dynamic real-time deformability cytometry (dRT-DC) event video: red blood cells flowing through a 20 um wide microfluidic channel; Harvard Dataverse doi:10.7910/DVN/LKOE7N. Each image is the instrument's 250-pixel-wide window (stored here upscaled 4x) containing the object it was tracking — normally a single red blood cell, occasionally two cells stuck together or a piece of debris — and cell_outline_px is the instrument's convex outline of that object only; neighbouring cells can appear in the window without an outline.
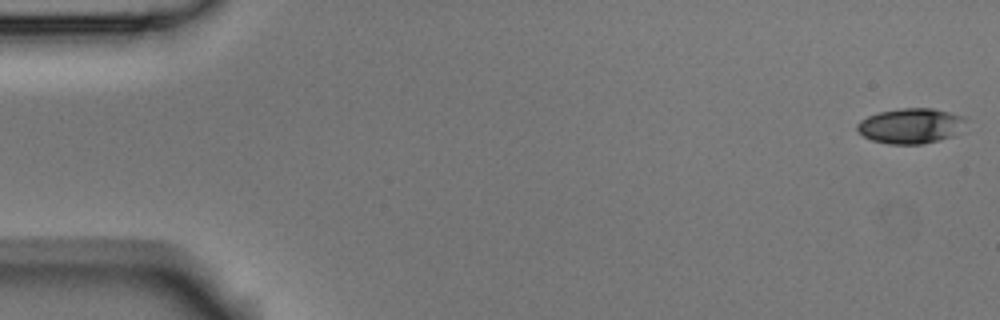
{"species": "Egyptian fruit bat (a non-hibernating species)", "species_latin": "Rousettus aegyptiacus", "temperature_condition": "room temperature", "stored_images_in_passage": 4, "camera_frame_rate_fps": 3000, "um_per_image_px": 0.085, "animal": {"sex": "male"}, "frame": {"image": 1, "passage_image": 1, "time_ms": 0.0, "image_size_px": [1000, 320], "cell_outline_px": [[964, 120], [952, 136], [940, 140], [924, 144], [888, 144], [872, 140], [864, 136], [856, 128], [856, 124], [860, 120], [868, 116], [880, 112], [900, 108], [932, 108], [964, 116]], "centroid_in_image_um": [77.34, 10.7], "position_along_channel_um": 7.7, "area_um2": 21.96}}
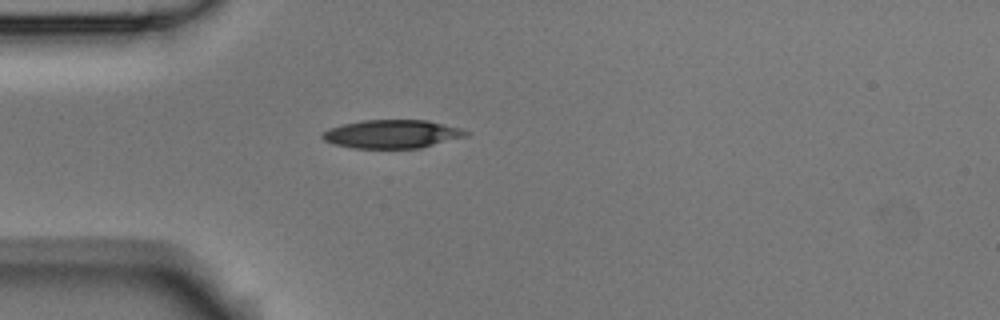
{"frame": {"image": 2, "passage_image": 4, "time_ms": 1.0, "image_size_px": [1000, 320], "cell_outline_px": [[472, 132], [468, 136], [420, 148], [352, 148], [332, 144], [324, 140], [320, 136], [328, 128], [344, 124], [364, 120], [428, 120], [460, 128]], "centroid_in_image_um": [33.34, 11.39], "position_along_channel_um": 51.7, "area_um2": 23.87}}